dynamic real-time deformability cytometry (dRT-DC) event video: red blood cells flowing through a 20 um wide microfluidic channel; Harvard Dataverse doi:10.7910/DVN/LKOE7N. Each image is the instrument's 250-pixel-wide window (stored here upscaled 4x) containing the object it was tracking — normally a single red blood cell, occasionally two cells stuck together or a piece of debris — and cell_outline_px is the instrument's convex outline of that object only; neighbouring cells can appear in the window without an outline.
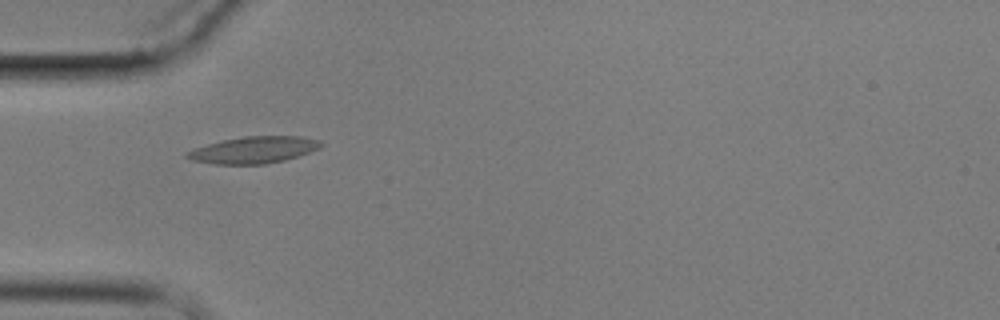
{"species": "common noctule bat (a hibernating species)", "species_latin": "Nyctalus noctula", "temperature_condition": "cold", "stored_images_in_passage": 13, "camera_frame_rate_fps": 3000, "um_per_image_px": 0.085, "animal": {"sex": "male", "body_mass_g": 17.9}, "frame": {"image": 1, "passage_image": 4, "time_ms": 4.333, "image_size_px": [1000, 320], "cell_outline_px": [[324, 144], [320, 148], [284, 160], [264, 164], [216, 164], [192, 160], [184, 156], [184, 152], [208, 144], [224, 140], [244, 136], [300, 136], [320, 140]], "centroid_in_image_um": [21.56, 12.74], "position_along_channel_um": 63.4, "area_um2": 20.69}}
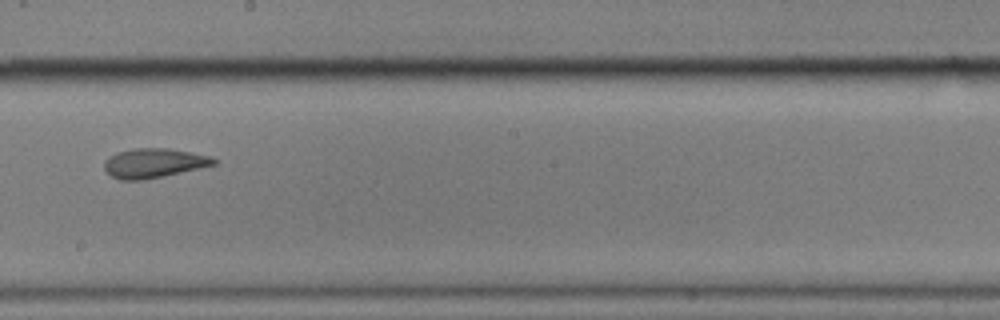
{"frame": {"image": 2, "passage_image": 8, "time_ms": 9.333, "image_size_px": [1000, 320], "cell_outline_px": [[216, 164], [200, 168], [140, 180], [120, 180], [112, 176], [104, 168], [104, 160], [108, 156], [116, 152], [132, 148], [168, 148], [208, 156], [216, 160]], "centroid_in_image_um": [13.0, 13.85], "position_along_channel_um": 235.2, "area_um2": 18.5}}
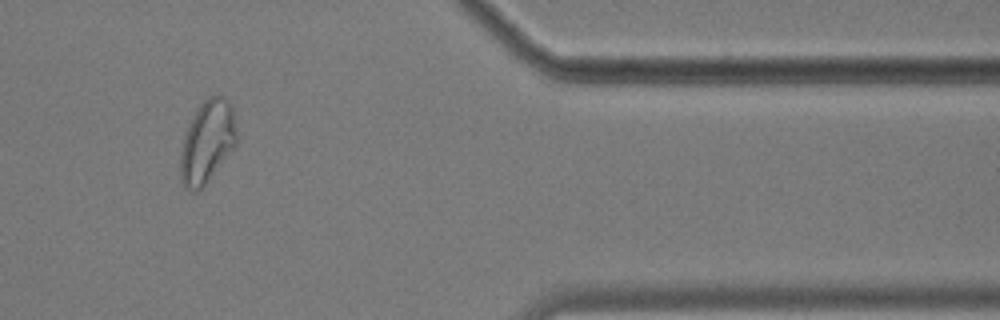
{"frame": {"image": 3, "passage_image": 12, "time_ms": 14.667, "image_size_px": [1000, 320], "cell_outline_px": [[236, 144], [204, 184], [196, 192], [192, 192], [180, 180], [180, 152], [188, 128], [200, 104], [208, 96], [224, 96], [228, 100], [232, 108], [236, 132]], "centroid_in_image_um": [17.6, 12.04], "position_along_channel_um": 393.8, "area_um2": 26.13}, "authors_computed_cell_mechanics": {"area_um2": 19.2474, "velocity_mm_per_s": 3.4614, "shape_relaxation_time_tau1_ms": 4.6468, "shape_relaxation_time_tau2_ms": 1.3173, "deformation_change_tau1": 0.1462, "deformation_change_tau2": 0.0664}}